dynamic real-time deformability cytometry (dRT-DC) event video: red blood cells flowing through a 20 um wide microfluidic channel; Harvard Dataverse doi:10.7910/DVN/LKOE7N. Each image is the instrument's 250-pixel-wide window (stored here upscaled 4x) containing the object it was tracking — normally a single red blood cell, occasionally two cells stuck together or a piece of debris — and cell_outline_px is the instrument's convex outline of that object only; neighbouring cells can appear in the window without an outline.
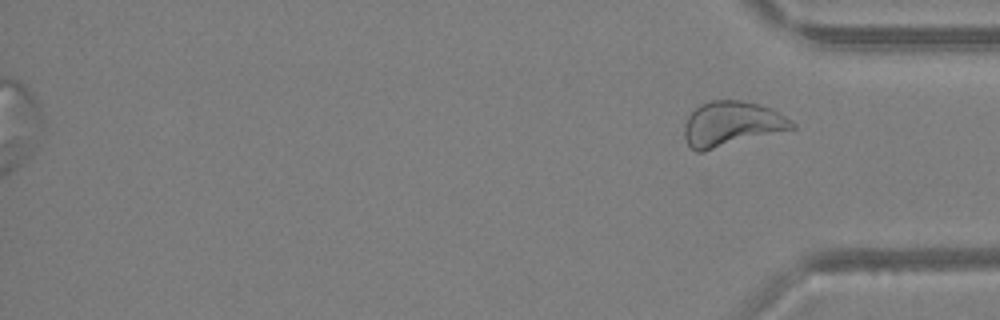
{"species": "Egyptian fruit bat (a non-hibernating species)", "species_latin": "Rousettus aegyptiacus", "temperature_condition": "warm", "stored_images_in_passage": 42, "segment_of_instrument_passage": [2, 2], "camera_frame_rate_fps": 3000, "um_per_image_px": 0.085, "animal": {"sex": "female"}, "frame": {"image": 1, "passage_image": 42, "time_ms": 13.667, "image_size_px": [1000, 320], "cell_outline_px": [[796, 128], [704, 152], [696, 152], [688, 144], [684, 136], [684, 124], [688, 116], [700, 104], [712, 100], [740, 100], [772, 108], [780, 112], [796, 124]], "centroid_in_image_um": [62.19, 10.54], "position_along_channel_um": 373.0, "area_um2": 28.32}}